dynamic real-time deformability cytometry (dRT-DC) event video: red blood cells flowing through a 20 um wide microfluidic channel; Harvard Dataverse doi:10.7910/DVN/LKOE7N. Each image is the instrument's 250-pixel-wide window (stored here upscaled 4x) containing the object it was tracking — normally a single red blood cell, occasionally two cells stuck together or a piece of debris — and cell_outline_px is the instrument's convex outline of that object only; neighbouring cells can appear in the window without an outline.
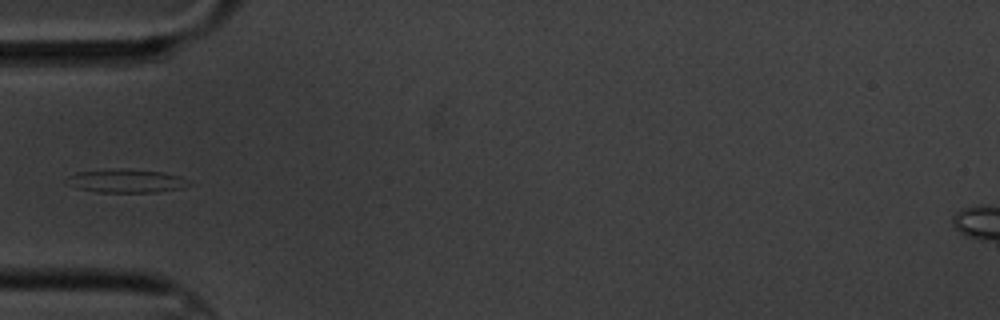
{"species": "common noctule bat (a hibernating species)", "species_latin": "Nyctalus noctula", "temperature_condition": "cold", "stored_images_in_passage": 9, "camera_frame_rate_fps": 3000, "um_per_image_px": 0.085, "animal": {"sex": "male", "body_mass_g": 20.1, "forearm_length_mm": 53.5}, "frame": {"image": 1, "passage_image": 1, "time_ms": 0.0, "image_size_px": [1000, 320], "cell_outline_px": [[192, 184], [180, 188], [156, 192], [100, 192], [76, 188], [64, 184], [64, 180], [68, 176], [76, 172], [108, 168], [120, 168], [160, 172], [180, 176]], "centroid_in_image_um": [10.62, 15.37], "position_along_channel_um": 74.4, "area_um2": 16.88}}
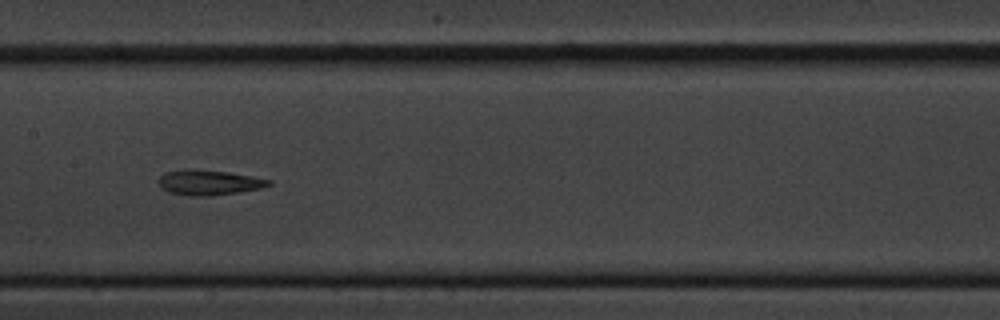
{"frame": {"image": 2, "passage_image": 4, "time_ms": 3.333, "image_size_px": [1000, 320], "cell_outline_px": [[272, 184], [260, 188], [236, 192], [208, 196], [188, 196], [168, 192], [160, 188], [160, 176], [164, 172], [184, 168], [192, 168], [228, 172], [252, 176], [272, 180]], "centroid_in_image_um": [17.71, 15.49], "position_along_channel_um": 189.7, "area_um2": 16.24}}
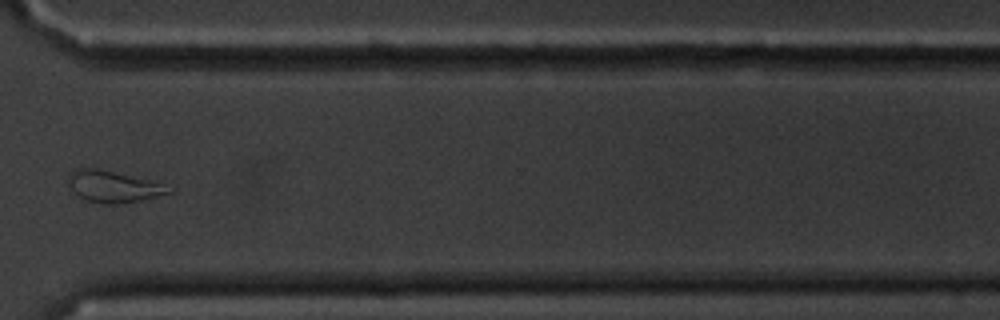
{"frame": {"image": 3, "passage_image": 8, "time_ms": 8.333, "image_size_px": [1000, 320], "cell_outline_px": [[176, 192], [140, 200], [116, 204], [104, 204], [88, 200], [76, 196], [68, 192], [68, 176], [76, 168], [96, 168], [148, 180], [176, 188]], "centroid_in_image_um": [9.6, 15.87], "position_along_channel_um": 361.0, "area_um2": 18.61}}